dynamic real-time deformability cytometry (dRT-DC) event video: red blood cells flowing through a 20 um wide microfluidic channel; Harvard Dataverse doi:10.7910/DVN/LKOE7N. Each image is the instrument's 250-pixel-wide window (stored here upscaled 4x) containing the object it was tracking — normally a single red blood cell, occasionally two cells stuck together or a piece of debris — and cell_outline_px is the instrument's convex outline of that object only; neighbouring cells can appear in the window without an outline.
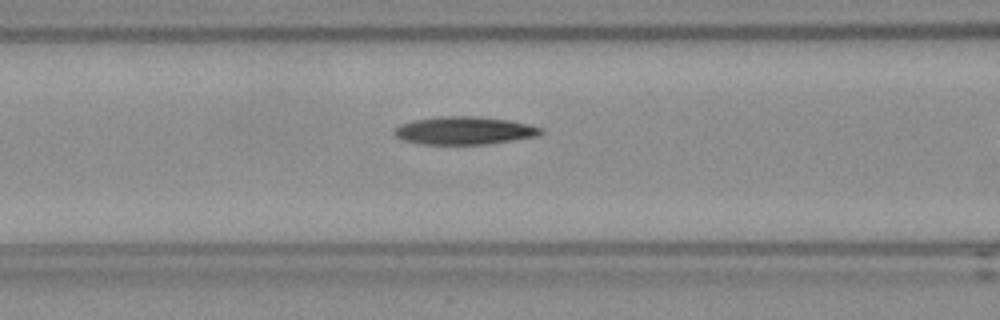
{"species": "Egyptian fruit bat (a non-hibernating species)", "species_latin": "Rousettus aegyptiacus", "temperature_condition": "room temperature", "stored_images_in_passage": 18, "camera_frame_rate_fps": 3000, "um_per_image_px": 0.085, "frame": {"image": 1, "passage_image": 16, "time_ms": 5.0, "image_size_px": [1000, 320], "cell_outline_px": [[544, 132], [536, 136], [488, 144], [420, 144], [404, 140], [396, 136], [392, 132], [400, 124], [416, 120], [440, 116], [476, 116], [508, 120], [528, 124], [544, 128]], "centroid_in_image_um": [39.48, 11.1], "position_along_channel_um": 127.1, "area_um2": 23.7}}